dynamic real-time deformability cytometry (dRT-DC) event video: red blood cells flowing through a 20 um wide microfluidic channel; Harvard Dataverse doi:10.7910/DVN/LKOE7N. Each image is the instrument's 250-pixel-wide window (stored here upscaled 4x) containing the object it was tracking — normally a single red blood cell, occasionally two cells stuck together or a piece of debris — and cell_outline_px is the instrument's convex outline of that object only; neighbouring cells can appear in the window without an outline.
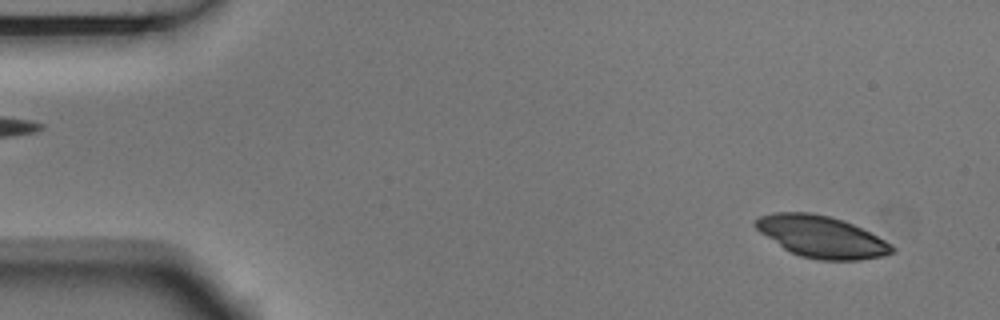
{"species": "Egyptian fruit bat (a non-hibernating species)", "species_latin": "Rousettus aegyptiacus", "temperature_condition": "room temperature", "stored_images_in_passage": 3, "camera_frame_rate_fps": 3000, "um_per_image_px": 0.085, "animal": {"sex": "male"}, "frame": {"image": 1, "passage_image": 1, "time_ms": 0.0, "image_size_px": [1000, 320], "cell_outline_px": [[896, 252], [884, 256], [860, 260], [820, 260], [800, 256], [784, 248], [760, 232], [752, 224], [760, 216], [772, 212], [808, 212], [828, 216], [852, 224], [892, 244], [896, 248]], "centroid_in_image_um": [69.83, 20.13], "position_along_channel_um": 15.2, "area_um2": 32.89}}